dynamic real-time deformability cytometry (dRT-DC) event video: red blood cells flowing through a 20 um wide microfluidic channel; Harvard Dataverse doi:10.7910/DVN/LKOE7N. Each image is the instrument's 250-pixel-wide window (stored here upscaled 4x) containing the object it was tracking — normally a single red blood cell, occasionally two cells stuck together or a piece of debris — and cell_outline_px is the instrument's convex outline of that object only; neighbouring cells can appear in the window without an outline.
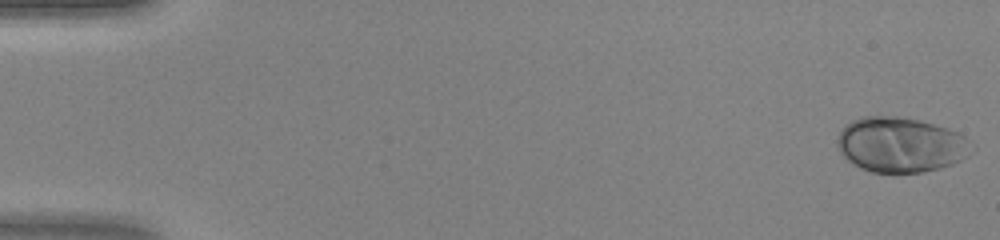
{"species": "human", "species_latin": "Homo sapiens", "temperature_condition": "warm", "stored_images_in_passage": 47, "camera_frame_rate_fps": 3000, "um_per_image_px": 0.085, "donor": {"sex": "female"}, "frame": {"image": 1, "passage_image": 1, "time_ms": 0.0, "image_size_px": [1000, 240], "cell_outline_px": [[976, 152], [952, 164], [940, 168], [924, 172], [872, 172], [860, 168], [848, 160], [840, 152], [836, 144], [836, 140], [844, 124], [860, 116], [896, 116], [920, 120], [948, 128], [960, 132], [976, 144]], "centroid_in_image_um": [76.61, 12.29], "position_along_channel_um": 8.4, "area_um2": 43.87}}
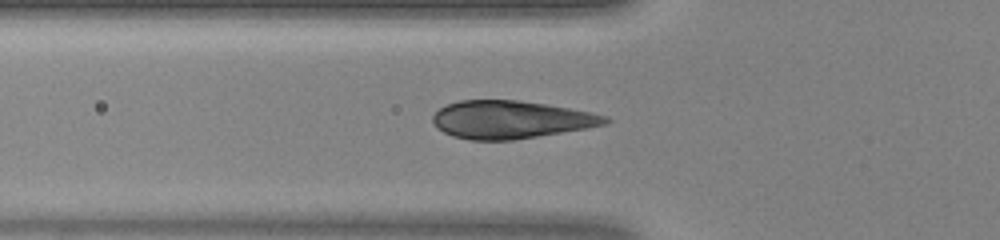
{"frame": {"image": 2, "passage_image": 17, "time_ms": 5.333, "image_size_px": [1000, 240], "cell_outline_px": [[612, 120], [608, 124], [588, 128], [512, 140], [472, 140], [452, 136], [436, 128], [432, 120], [432, 116], [440, 108], [448, 104], [460, 100], [516, 100], [544, 104], [568, 108], [608, 116]], "centroid_in_image_um": [43.41, 10.17], "position_along_channel_um": 82.4, "area_um2": 37.86}}
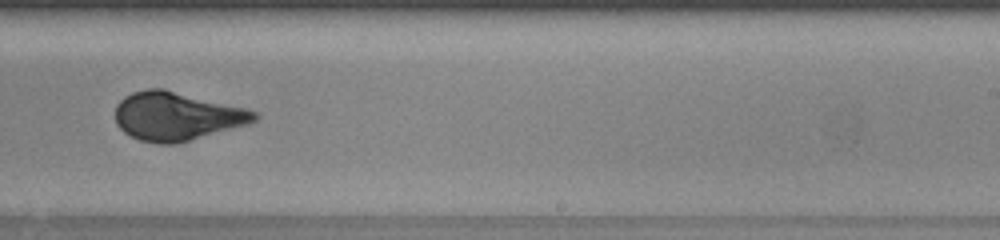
{"frame": {"image": 3, "passage_image": 30, "time_ms": 9.667, "image_size_px": [1000, 240], "cell_outline_px": [[260, 116], [256, 120], [248, 124], [176, 144], [156, 144], [140, 140], [124, 132], [116, 124], [116, 104], [124, 96], [132, 92], [148, 88], [164, 88], [248, 108], [256, 112]], "centroid_in_image_um": [15.03, 9.86], "position_along_channel_um": 274.0, "area_um2": 39.59}}